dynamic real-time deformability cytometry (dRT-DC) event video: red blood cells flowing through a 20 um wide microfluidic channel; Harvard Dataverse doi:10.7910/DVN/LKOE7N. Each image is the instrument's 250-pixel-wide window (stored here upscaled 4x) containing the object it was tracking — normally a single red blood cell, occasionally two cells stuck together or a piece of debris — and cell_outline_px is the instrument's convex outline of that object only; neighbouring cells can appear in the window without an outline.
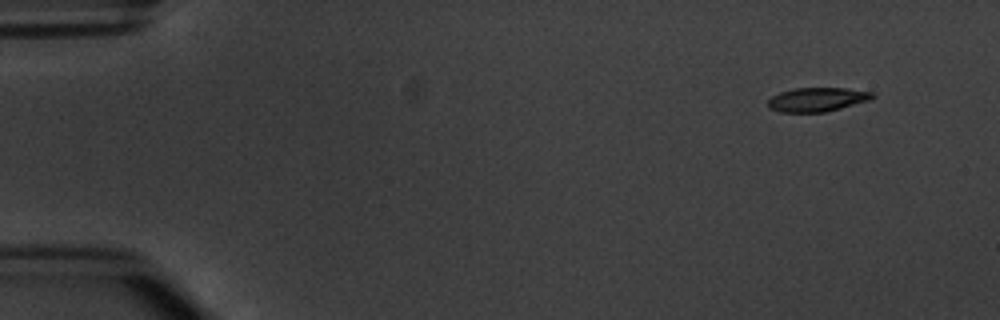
{"species": "common noctule bat (a hibernating species)", "species_latin": "Nyctalus noctula", "temperature_condition": "warm", "stored_images_in_passage": 4, "camera_frame_rate_fps": 3000, "um_per_image_px": 0.085, "animal": {"sex": "male", "body_mass_g": 20.1, "forearm_length_mm": 53.5}, "frame": {"image": 1, "passage_image": 1, "time_ms": 0.0, "image_size_px": [1000, 320], "cell_outline_px": [[876, 96], [872, 100], [824, 112], [780, 112], [768, 108], [768, 100], [772, 96], [780, 92], [796, 88], [844, 88], [876, 92]], "centroid_in_image_um": [69.5, 8.45], "position_along_channel_um": 15.5, "area_um2": 14.74}}
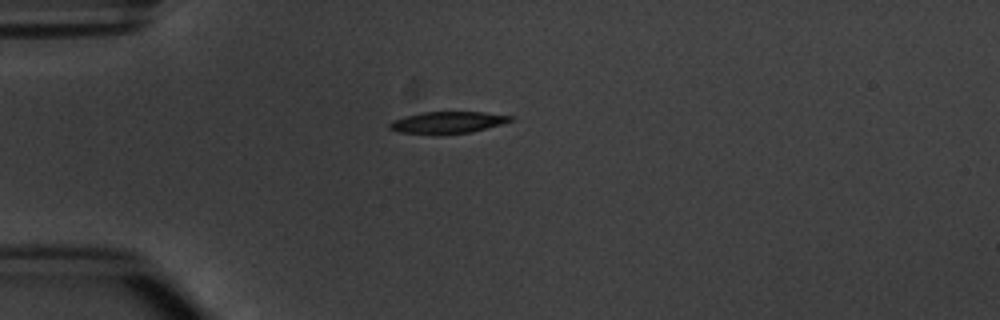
{"frame": {"image": 2, "passage_image": 4, "time_ms": 3.333, "image_size_px": [1000, 320], "cell_outline_px": [[516, 120], [472, 132], [400, 132], [388, 128], [388, 124], [392, 120], [404, 116], [424, 112], [484, 112], [512, 116]], "centroid_in_image_um": [38.09, 10.37], "position_along_channel_um": 46.9, "area_um2": 14.74}}